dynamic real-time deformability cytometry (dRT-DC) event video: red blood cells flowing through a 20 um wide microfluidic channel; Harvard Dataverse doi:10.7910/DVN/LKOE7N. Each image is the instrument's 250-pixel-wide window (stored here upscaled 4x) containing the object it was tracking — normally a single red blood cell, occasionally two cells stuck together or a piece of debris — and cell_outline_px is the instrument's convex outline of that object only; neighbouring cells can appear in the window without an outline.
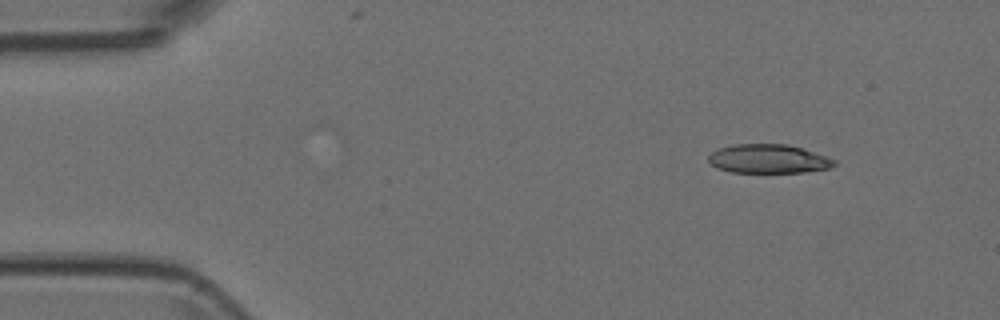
{"species": "Egyptian fruit bat (a non-hibernating species)", "species_latin": "Rousettus aegyptiacus", "temperature_condition": "room temperature", "stored_images_in_passage": 4, "camera_frame_rate_fps": 3000, "um_per_image_px": 0.085, "animal": {"sex": "female"}, "frame": {"image": 1, "passage_image": 1, "time_ms": 0.0, "image_size_px": [1000, 320], "cell_outline_px": [[836, 164], [832, 168], [804, 172], [732, 172], [716, 168], [708, 164], [708, 156], [712, 152], [720, 148], [732, 144], [788, 144], [836, 160]], "centroid_in_image_um": [65.27, 13.51], "position_along_channel_um": 19.7, "area_um2": 21.15}}
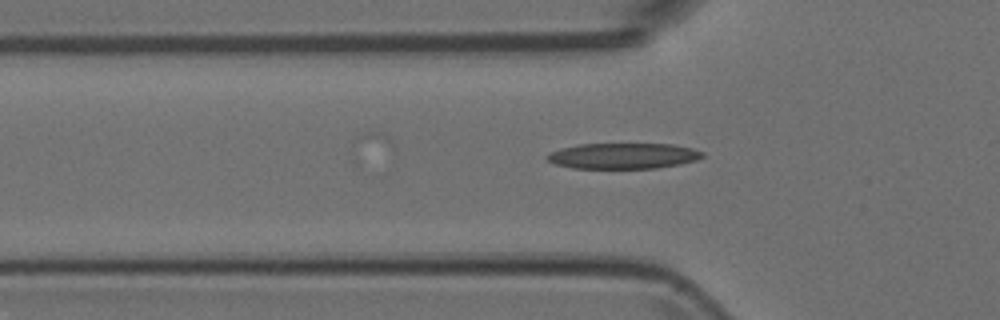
{"frame": {"image": 2, "passage_image": 4, "time_ms": 1.0, "image_size_px": [1000, 320], "cell_outline_px": [[704, 156], [696, 160], [680, 164], [656, 168], [572, 168], [556, 164], [548, 160], [544, 156], [548, 152], [560, 148], [580, 144], [672, 144], [692, 148], [704, 152]], "centroid_in_image_um": [52.95, 13.25], "position_along_channel_um": 72.8, "area_um2": 23.35}}